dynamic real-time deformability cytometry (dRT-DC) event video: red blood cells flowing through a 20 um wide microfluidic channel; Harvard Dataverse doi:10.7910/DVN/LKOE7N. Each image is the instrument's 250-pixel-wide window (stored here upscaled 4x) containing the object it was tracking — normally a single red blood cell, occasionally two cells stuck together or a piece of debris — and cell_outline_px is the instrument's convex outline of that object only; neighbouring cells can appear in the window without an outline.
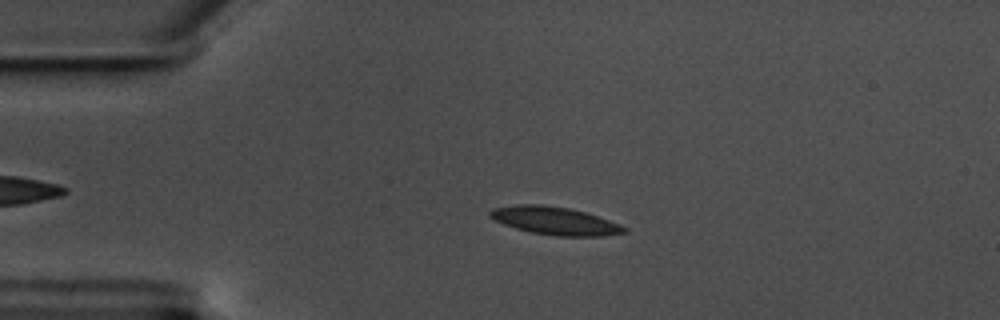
{"species": "common noctule bat (a hibernating species)", "species_latin": "Nyctalus noctula", "temperature_condition": "warm", "stored_images_in_passage": 58, "camera_frame_rate_fps": 3000, "um_per_image_px": 0.085, "animal": {"sex": "male", "body_mass_g": 17.5, "forearm_length_mm": 52.3}, "frame": {"image": 1, "passage_image": 13, "time_ms": 4.0, "image_size_px": [1000, 320], "cell_outline_px": [[628, 232], [600, 236], [556, 236], [532, 232], [516, 228], [504, 224], [488, 216], [488, 212], [492, 208], [516, 204], [540, 204], [568, 208], [584, 212], [620, 224], [628, 228]], "centroid_in_image_um": [47.15, 18.76], "position_along_channel_um": 37.8, "area_um2": 21.68}}
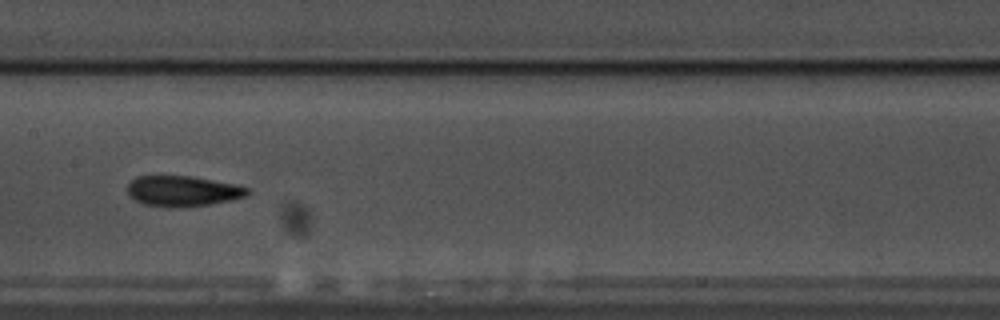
{"frame": {"image": 2, "passage_image": 29, "time_ms": 9.333, "image_size_px": [1000, 320], "cell_outline_px": [[252, 192], [248, 196], [232, 200], [208, 204], [180, 208], [168, 208], [144, 204], [128, 196], [128, 184], [136, 176], [188, 176], [212, 180], [232, 184], [248, 188]], "centroid_in_image_um": [15.53, 16.26], "position_along_channel_um": 191.9, "area_um2": 21.39}}
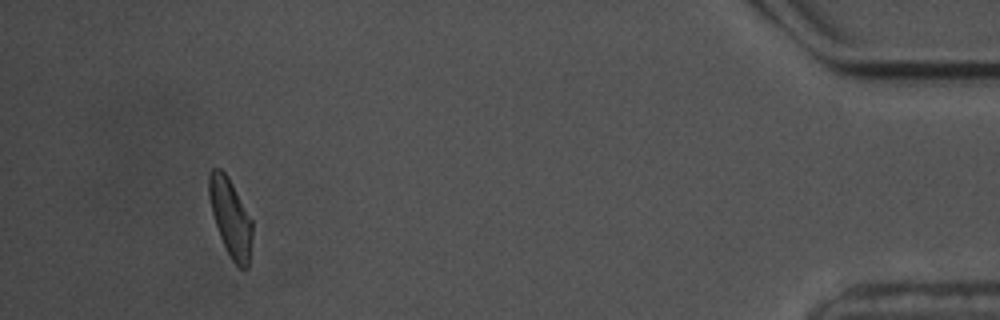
{"frame": {"image": 3, "passage_image": 54, "time_ms": 17.667, "image_size_px": [1000, 320], "cell_outline_px": [[252, 236], [248, 268], [240, 268], [232, 260], [220, 236], [212, 212], [208, 196], [208, 172], [212, 168], [220, 168], [228, 176], [252, 220]], "centroid_in_image_um": [19.58, 18.45], "position_along_channel_um": 415.6, "area_um2": 19.48}, "authors_computed_cell_mechanics": {"area_um2": 20.808, "velocity_mm_per_s": 3.512, "shape_relaxation_time_tau1_ms": 3.3746, "shape_relaxation_time_tau2_ms": 2.7974, "deformation_change_tau1": 0.1051, "deformation_change_tau2": 0.0903}}